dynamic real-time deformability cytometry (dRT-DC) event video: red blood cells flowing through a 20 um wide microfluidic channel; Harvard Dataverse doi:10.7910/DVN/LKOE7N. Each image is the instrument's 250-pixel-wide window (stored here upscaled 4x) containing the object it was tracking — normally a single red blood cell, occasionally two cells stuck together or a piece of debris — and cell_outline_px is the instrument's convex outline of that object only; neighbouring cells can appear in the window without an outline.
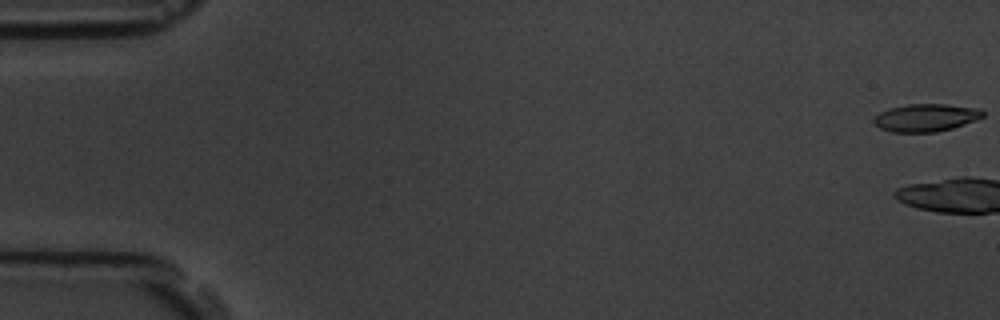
{"species": "common noctule bat (a hibernating species)", "species_latin": "Nyctalus noctula", "temperature_condition": "room temperature", "stored_images_in_passage": 3, "camera_frame_rate_fps": 3000, "um_per_image_px": 0.085, "animal": {"sex": "male", "body_mass_g": 19.5, "forearm_length_mm": 54.6}, "frame": {"image": 1, "passage_image": 1, "time_ms": 0.0, "image_size_px": [1000, 320], "cell_outline_px": [[984, 116], [976, 120], [952, 128], [936, 132], [892, 132], [880, 128], [872, 120], [880, 112], [888, 108], [908, 104], [944, 104], [980, 108], [984, 112]], "centroid_in_image_um": [78.71, 9.99], "position_along_channel_um": 6.3, "area_um2": 17.57}}